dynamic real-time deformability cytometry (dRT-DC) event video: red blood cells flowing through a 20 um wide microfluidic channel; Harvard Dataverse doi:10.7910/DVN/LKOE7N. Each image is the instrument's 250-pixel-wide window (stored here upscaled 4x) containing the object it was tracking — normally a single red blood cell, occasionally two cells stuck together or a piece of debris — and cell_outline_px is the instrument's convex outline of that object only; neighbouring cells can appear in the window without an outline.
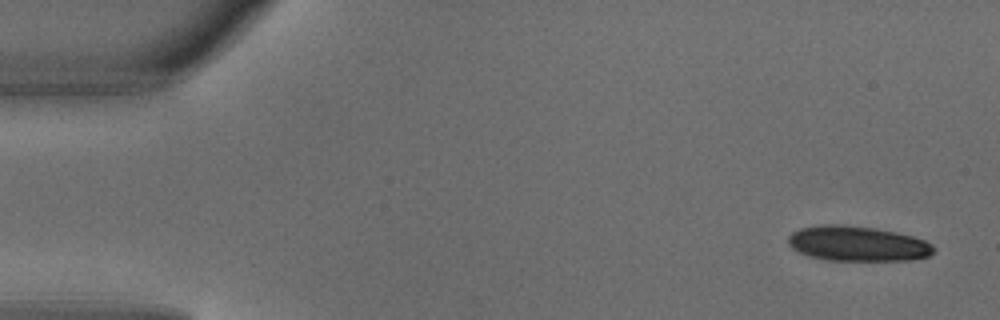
{"species": "common noctule bat (a hibernating species)", "species_latin": "Nyctalus noctula", "temperature_condition": "warm", "stored_images_in_passage": 6, "camera_frame_rate_fps": 3000, "um_per_image_px": 0.085, "animal": {"sex": "male", "body_mass_g": 18.8}, "frame": {"image": 1, "passage_image": 1, "time_ms": 0.0, "image_size_px": [1000, 320], "cell_outline_px": [[936, 248], [928, 256], [908, 260], [828, 260], [808, 256], [792, 248], [788, 244], [788, 236], [792, 232], [800, 228], [820, 224], [840, 224], [876, 228], [896, 232], [912, 236], [924, 240], [932, 244]], "centroid_in_image_um": [72.86, 20.7], "position_along_channel_um": 12.1, "area_um2": 29.77}}